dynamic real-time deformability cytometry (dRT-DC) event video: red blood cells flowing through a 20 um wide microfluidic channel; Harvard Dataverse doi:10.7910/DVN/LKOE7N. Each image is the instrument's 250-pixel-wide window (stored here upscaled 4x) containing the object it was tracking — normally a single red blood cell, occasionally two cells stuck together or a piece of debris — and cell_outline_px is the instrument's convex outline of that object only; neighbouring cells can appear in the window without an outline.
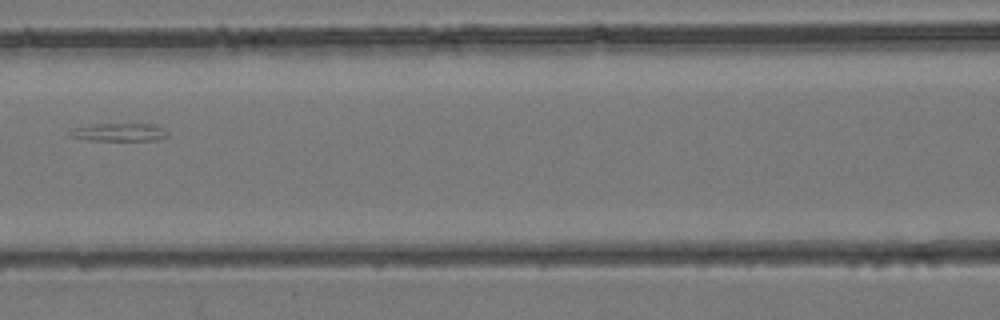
{"species": "common noctule bat (a hibernating species)", "species_latin": "Nyctalus noctula", "temperature_condition": "room temperature", "stored_images_in_passage": 30, "segment_of_instrument_passage": [2, 2], "camera_frame_rate_fps": 3000, "um_per_image_px": 0.085, "animal": {"sex": "female", "body_mass_g": 24.6, "forearm_length_mm": 56.2}, "frame": {"image": 1, "passage_image": 18, "time_ms": 5.667, "image_size_px": [1000, 320], "cell_outline_px": [[168, 136], [152, 140], [88, 140], [68, 136], [68, 132], [72, 128], [96, 124], [156, 124], [164, 128], [168, 132]], "centroid_in_image_um": [10.12, 11.23], "position_along_channel_um": 156.5, "area_um2": 10.23}}